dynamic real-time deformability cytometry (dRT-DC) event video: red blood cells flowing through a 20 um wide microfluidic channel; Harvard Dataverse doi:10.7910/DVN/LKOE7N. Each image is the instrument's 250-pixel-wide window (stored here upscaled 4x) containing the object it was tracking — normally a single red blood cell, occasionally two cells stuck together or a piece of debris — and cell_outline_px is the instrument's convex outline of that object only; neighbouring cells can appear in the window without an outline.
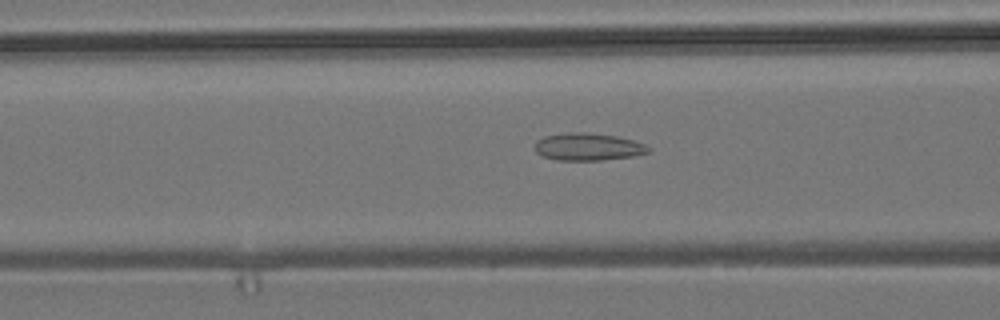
{"species": "common noctule bat (a hibernating species)", "species_latin": "Nyctalus noctula", "temperature_condition": "room temperature", "stored_images_in_passage": 54, "camera_frame_rate_fps": 3000, "um_per_image_px": 0.085, "animal": {"sex": "male", "body_mass_g": 19.2, "forearm_length_mm": 51.8}, "frame": {"image": 1, "passage_image": 22, "time_ms": 7.0, "image_size_px": [1000, 320], "cell_outline_px": [[652, 148], [648, 152], [632, 156], [600, 160], [556, 160], [544, 156], [536, 152], [536, 140], [544, 136], [568, 132], [584, 132], [616, 136], [632, 140], [644, 144]], "centroid_in_image_um": [49.97, 12.47], "position_along_channel_um": 116.6, "area_um2": 17.98}}
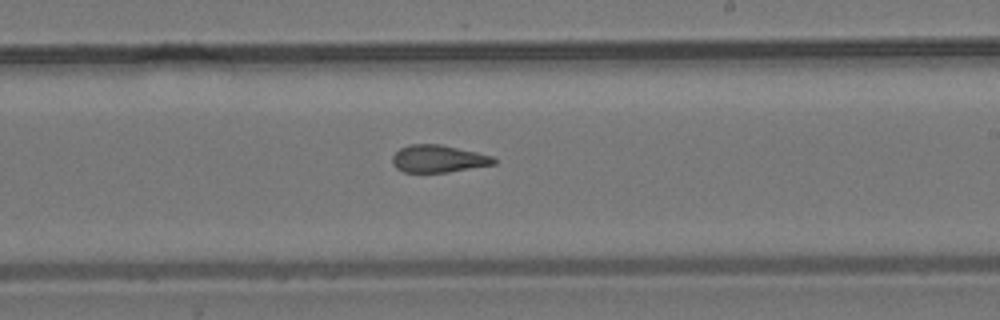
{"frame": {"image": 2, "passage_image": 33, "time_ms": 10.667, "image_size_px": [1000, 320], "cell_outline_px": [[496, 164], [448, 172], [404, 172], [396, 168], [392, 164], [392, 156], [400, 148], [408, 144], [440, 144], [476, 152], [492, 156], [496, 160]], "centroid_in_image_um": [37.23, 13.49], "position_along_channel_um": 251.8, "area_um2": 16.18}}
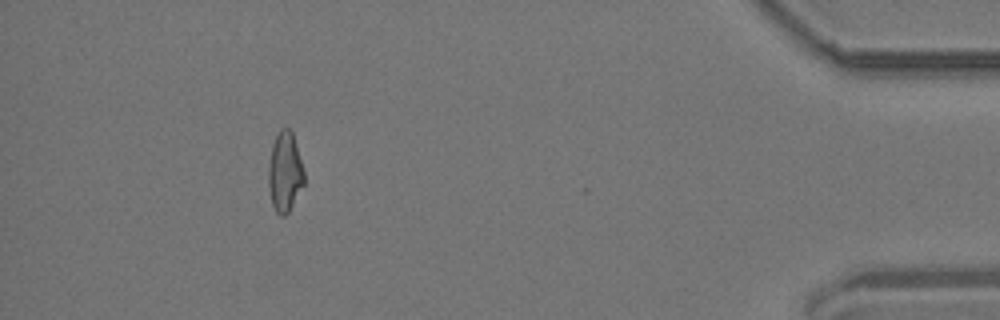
{"frame": {"image": 3, "passage_image": 51, "time_ms": 16.667, "image_size_px": [1000, 320], "cell_outline_px": [[304, 184], [288, 212], [284, 216], [280, 216], [276, 212], [272, 204], [268, 188], [268, 168], [272, 144], [280, 128], [288, 128], [292, 132], [304, 172]], "centroid_in_image_um": [24.19, 14.63], "position_along_channel_um": 411.0, "area_um2": 16.47}}